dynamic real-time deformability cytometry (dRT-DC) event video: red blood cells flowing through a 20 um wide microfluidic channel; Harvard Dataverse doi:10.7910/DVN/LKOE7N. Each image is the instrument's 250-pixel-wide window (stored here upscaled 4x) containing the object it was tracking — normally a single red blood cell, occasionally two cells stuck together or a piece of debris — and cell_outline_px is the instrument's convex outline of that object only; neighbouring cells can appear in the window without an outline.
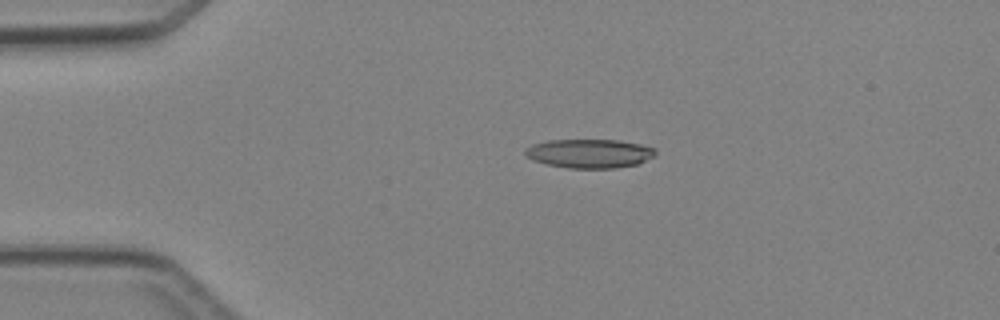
{"species": "Egyptian fruit bat (a non-hibernating species)", "species_latin": "Rousettus aegyptiacus", "temperature_condition": "cold", "stored_images_in_passage": 4, "camera_frame_rate_fps": 3000, "um_per_image_px": 0.085, "animal": {"sex": "female"}, "frame": {"image": 1, "passage_image": 3, "time_ms": 2.333, "image_size_px": [1000, 320], "cell_outline_px": [[656, 156], [636, 164], [616, 168], [568, 168], [548, 164], [532, 160], [524, 152], [532, 144], [548, 140], [620, 140], [640, 144], [656, 148]], "centroid_in_image_um": [50.14, 13.04], "position_along_channel_um": 34.9, "area_um2": 21.91}}